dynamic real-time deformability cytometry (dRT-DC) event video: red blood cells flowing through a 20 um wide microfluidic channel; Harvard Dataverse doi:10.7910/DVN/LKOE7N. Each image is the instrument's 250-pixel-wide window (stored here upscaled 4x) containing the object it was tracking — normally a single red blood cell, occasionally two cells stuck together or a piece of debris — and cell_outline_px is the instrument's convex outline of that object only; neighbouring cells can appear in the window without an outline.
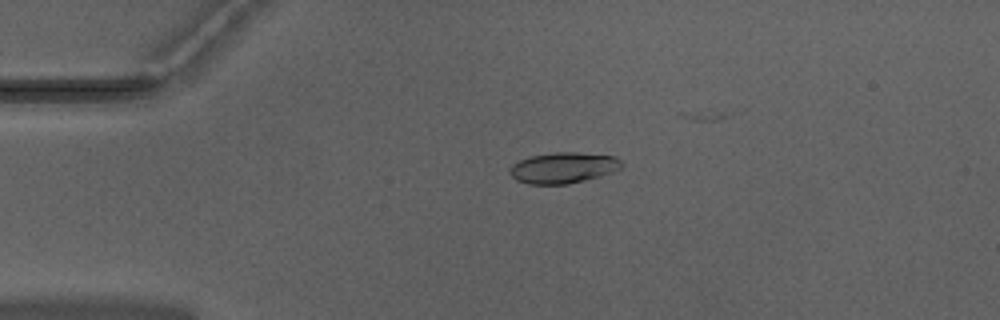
{"species": "Egyptian fruit bat (a non-hibernating species)", "species_latin": "Rousettus aegyptiacus", "temperature_condition": "warm", "stored_images_in_passage": 12, "camera_frame_rate_fps": 3000, "um_per_image_px": 0.085, "animal": {"sex": "male"}, "frame": {"image": 1, "passage_image": 1, "time_ms": 0.0, "image_size_px": [1000, 320], "cell_outline_px": [[624, 164], [620, 168], [612, 172], [600, 176], [568, 184], [528, 184], [516, 180], [508, 172], [512, 164], [520, 160], [532, 156], [556, 152], [576, 152], [616, 156]], "centroid_in_image_um": [47.88, 14.26], "position_along_channel_um": 37.1, "area_um2": 20.11}}
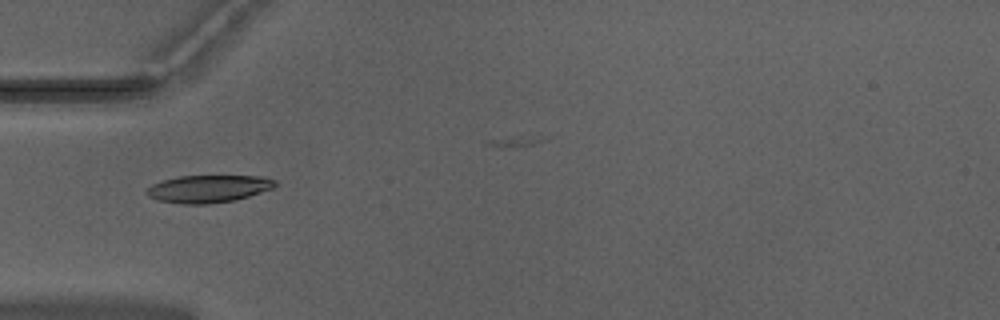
{"frame": {"image": 2, "passage_image": 6, "time_ms": 1.667, "image_size_px": [1000, 320], "cell_outline_px": [[276, 184], [272, 188], [236, 200], [208, 204], [180, 204], [160, 200], [148, 196], [144, 192], [152, 184], [164, 180], [180, 176], [260, 176], [276, 180]], "centroid_in_image_um": [17.69, 16.05], "position_along_channel_um": 67.3, "area_um2": 20.4}}
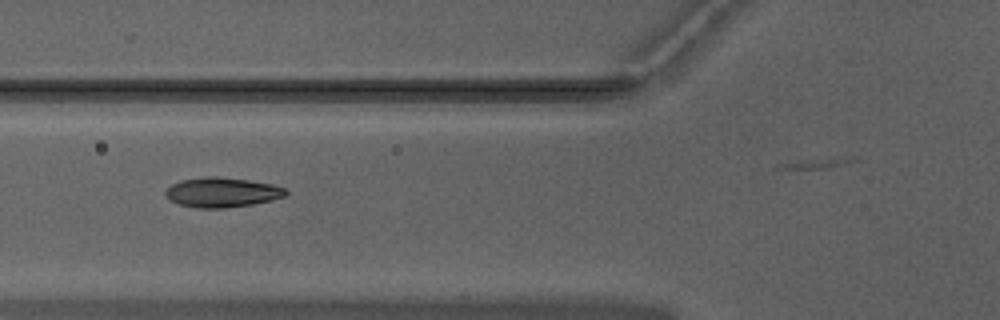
{"frame": {"image": 3, "passage_image": 9, "time_ms": 2.667, "image_size_px": [1000, 320], "cell_outline_px": [[288, 192], [284, 196], [272, 200], [252, 204], [224, 208], [196, 208], [180, 204], [172, 200], [164, 192], [172, 184], [180, 180], [204, 176], [216, 176], [248, 180], [272, 184], [284, 188]], "centroid_in_image_um": [18.87, 16.34], "position_along_channel_um": 106.9, "area_um2": 20.69}}